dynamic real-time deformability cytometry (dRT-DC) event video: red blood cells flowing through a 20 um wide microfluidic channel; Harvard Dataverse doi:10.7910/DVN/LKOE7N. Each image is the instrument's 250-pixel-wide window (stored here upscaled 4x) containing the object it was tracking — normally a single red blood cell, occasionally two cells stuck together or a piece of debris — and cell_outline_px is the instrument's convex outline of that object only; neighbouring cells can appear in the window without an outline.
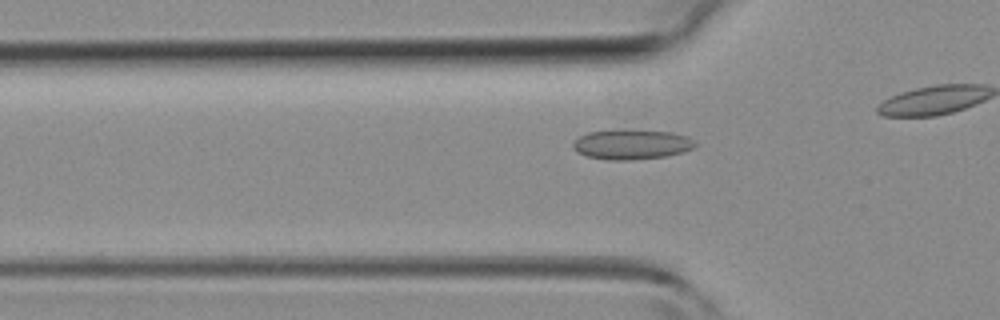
{"species": "common noctule bat (a hibernating species)", "species_latin": "Nyctalus noctula", "temperature_condition": "room temperature", "stored_images_in_passage": 28, "camera_frame_rate_fps": 3000, "um_per_image_px": 0.085, "animal": {"sex": "female", "body_mass_g": 19.3, "forearm_length_mm": 54.1}, "frame": {"image": 1, "passage_image": 7, "time_ms": 2.0, "image_size_px": [1000, 320], "cell_outline_px": [[696, 144], [692, 148], [684, 152], [664, 156], [628, 160], [608, 160], [588, 156], [576, 152], [572, 148], [572, 144], [580, 136], [588, 132], [672, 132], [688, 136]], "centroid_in_image_um": [53.68, 12.32], "position_along_channel_um": 72.1, "area_um2": 20.35}}
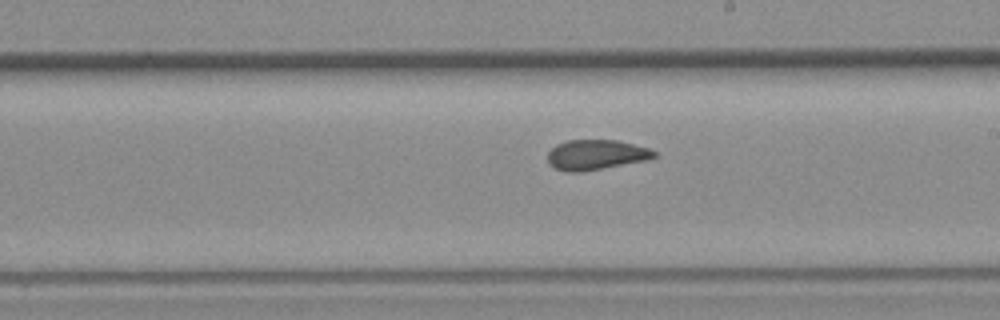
{"frame": {"image": 2, "passage_image": 18, "time_ms": 5.667, "image_size_px": [1000, 320], "cell_outline_px": [[656, 156], [648, 160], [580, 172], [568, 172], [556, 168], [548, 164], [548, 152], [556, 144], [568, 140], [616, 140], [648, 148], [656, 152]], "centroid_in_image_um": [50.64, 13.15], "position_along_channel_um": 238.4, "area_um2": 18.55}}
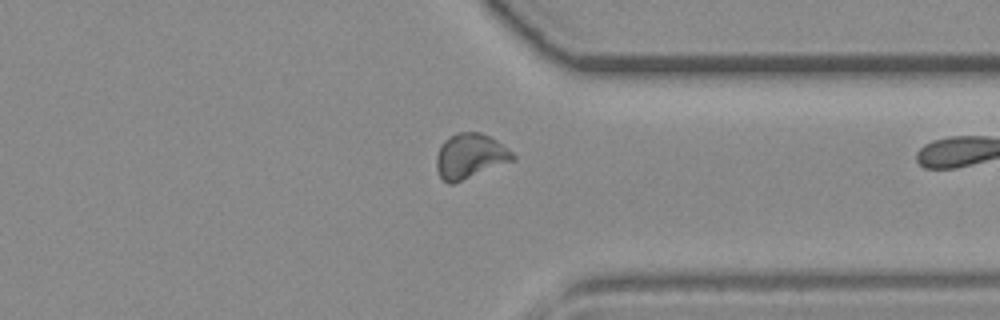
{"frame": {"image": 3, "passage_image": 27, "time_ms": 8.667, "image_size_px": [1000, 320], "cell_outline_px": [[516, 160], [452, 184], [448, 184], [440, 176], [436, 168], [436, 156], [440, 144], [444, 140], [456, 132], [480, 132], [496, 140], [508, 148], [516, 156]], "centroid_in_image_um": [39.95, 13.26], "position_along_channel_um": 371.4, "area_um2": 20.11}}